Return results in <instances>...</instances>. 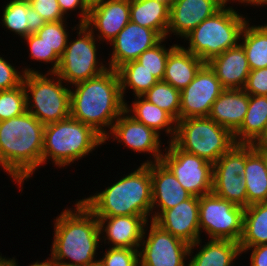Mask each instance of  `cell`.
<instances>
[{
	"label": "cell",
	"mask_w": 267,
	"mask_h": 266,
	"mask_svg": "<svg viewBox=\"0 0 267 266\" xmlns=\"http://www.w3.org/2000/svg\"><path fill=\"white\" fill-rule=\"evenodd\" d=\"M70 91V116L92 127L106 141L109 136L103 127H113L125 111L117 70L107 69L97 77L75 83Z\"/></svg>",
	"instance_id": "6da1fadb"
},
{
	"label": "cell",
	"mask_w": 267,
	"mask_h": 266,
	"mask_svg": "<svg viewBox=\"0 0 267 266\" xmlns=\"http://www.w3.org/2000/svg\"><path fill=\"white\" fill-rule=\"evenodd\" d=\"M44 128L28 111L0 122V166L20 185L42 165Z\"/></svg>",
	"instance_id": "7a4b0ae2"
},
{
	"label": "cell",
	"mask_w": 267,
	"mask_h": 266,
	"mask_svg": "<svg viewBox=\"0 0 267 266\" xmlns=\"http://www.w3.org/2000/svg\"><path fill=\"white\" fill-rule=\"evenodd\" d=\"M75 205L74 213L65 209L55 219L51 259L70 266H89L99 261L94 259L101 235L99 222L81 200ZM66 258L73 262H62Z\"/></svg>",
	"instance_id": "3957f363"
},
{
	"label": "cell",
	"mask_w": 267,
	"mask_h": 266,
	"mask_svg": "<svg viewBox=\"0 0 267 266\" xmlns=\"http://www.w3.org/2000/svg\"><path fill=\"white\" fill-rule=\"evenodd\" d=\"M81 202L95 216L134 215L148 220L152 211L151 162Z\"/></svg>",
	"instance_id": "277c9868"
},
{
	"label": "cell",
	"mask_w": 267,
	"mask_h": 266,
	"mask_svg": "<svg viewBox=\"0 0 267 266\" xmlns=\"http://www.w3.org/2000/svg\"><path fill=\"white\" fill-rule=\"evenodd\" d=\"M104 138L92 127L71 116L45 125L42 164L50 157L55 165L66 166L104 143Z\"/></svg>",
	"instance_id": "5b68a950"
},
{
	"label": "cell",
	"mask_w": 267,
	"mask_h": 266,
	"mask_svg": "<svg viewBox=\"0 0 267 266\" xmlns=\"http://www.w3.org/2000/svg\"><path fill=\"white\" fill-rule=\"evenodd\" d=\"M224 8L225 5L185 36L189 39V47L184 49L205 63L229 48L237 46L247 23V20L232 7Z\"/></svg>",
	"instance_id": "8992f818"
},
{
	"label": "cell",
	"mask_w": 267,
	"mask_h": 266,
	"mask_svg": "<svg viewBox=\"0 0 267 266\" xmlns=\"http://www.w3.org/2000/svg\"><path fill=\"white\" fill-rule=\"evenodd\" d=\"M173 142L212 164L235 144L233 134L209 117L178 120Z\"/></svg>",
	"instance_id": "52a82bcc"
},
{
	"label": "cell",
	"mask_w": 267,
	"mask_h": 266,
	"mask_svg": "<svg viewBox=\"0 0 267 266\" xmlns=\"http://www.w3.org/2000/svg\"><path fill=\"white\" fill-rule=\"evenodd\" d=\"M23 72L25 73L23 85L27 94L26 103L29 113L44 125L70 117L71 89L62 86V79L57 76L58 79L55 82L54 78H48V75L28 68H25ZM28 92L32 95L31 97ZM31 98L33 102L30 101Z\"/></svg>",
	"instance_id": "ba28073f"
},
{
	"label": "cell",
	"mask_w": 267,
	"mask_h": 266,
	"mask_svg": "<svg viewBox=\"0 0 267 266\" xmlns=\"http://www.w3.org/2000/svg\"><path fill=\"white\" fill-rule=\"evenodd\" d=\"M78 27V39L71 41V43L67 42L65 51L60 57L58 68L55 73H52V75L63 79L62 81L65 80L73 85L97 77L109 69L103 64L98 68L94 27H87L84 24H79Z\"/></svg>",
	"instance_id": "9c48e42d"
},
{
	"label": "cell",
	"mask_w": 267,
	"mask_h": 266,
	"mask_svg": "<svg viewBox=\"0 0 267 266\" xmlns=\"http://www.w3.org/2000/svg\"><path fill=\"white\" fill-rule=\"evenodd\" d=\"M245 208L227 201L213 192L199 197V230L211 239L239 243L243 233Z\"/></svg>",
	"instance_id": "30bf717a"
},
{
	"label": "cell",
	"mask_w": 267,
	"mask_h": 266,
	"mask_svg": "<svg viewBox=\"0 0 267 266\" xmlns=\"http://www.w3.org/2000/svg\"><path fill=\"white\" fill-rule=\"evenodd\" d=\"M161 157V162L174 174L181 186L192 196L212 192L213 164L181 150L173 141Z\"/></svg>",
	"instance_id": "8fae6325"
},
{
	"label": "cell",
	"mask_w": 267,
	"mask_h": 266,
	"mask_svg": "<svg viewBox=\"0 0 267 266\" xmlns=\"http://www.w3.org/2000/svg\"><path fill=\"white\" fill-rule=\"evenodd\" d=\"M245 144L235 143L213 164L212 192L235 205L247 207Z\"/></svg>",
	"instance_id": "7c38bea8"
},
{
	"label": "cell",
	"mask_w": 267,
	"mask_h": 266,
	"mask_svg": "<svg viewBox=\"0 0 267 266\" xmlns=\"http://www.w3.org/2000/svg\"><path fill=\"white\" fill-rule=\"evenodd\" d=\"M225 88L206 63L186 88L180 91L179 120L208 117L213 103Z\"/></svg>",
	"instance_id": "4fadbf2b"
},
{
	"label": "cell",
	"mask_w": 267,
	"mask_h": 266,
	"mask_svg": "<svg viewBox=\"0 0 267 266\" xmlns=\"http://www.w3.org/2000/svg\"><path fill=\"white\" fill-rule=\"evenodd\" d=\"M143 241L139 266H185L184 259L192 252L188 243L168 233L153 220L148 238Z\"/></svg>",
	"instance_id": "5bb4252c"
},
{
	"label": "cell",
	"mask_w": 267,
	"mask_h": 266,
	"mask_svg": "<svg viewBox=\"0 0 267 266\" xmlns=\"http://www.w3.org/2000/svg\"><path fill=\"white\" fill-rule=\"evenodd\" d=\"M151 220L168 233L188 243L189 250L200 245L199 197L191 196L171 209L162 213L157 212Z\"/></svg>",
	"instance_id": "9a60e30c"
},
{
	"label": "cell",
	"mask_w": 267,
	"mask_h": 266,
	"mask_svg": "<svg viewBox=\"0 0 267 266\" xmlns=\"http://www.w3.org/2000/svg\"><path fill=\"white\" fill-rule=\"evenodd\" d=\"M162 39L155 30L130 21L111 41L114 48L109 68L117 70L123 64L136 60L144 51L154 47Z\"/></svg>",
	"instance_id": "2e32d148"
},
{
	"label": "cell",
	"mask_w": 267,
	"mask_h": 266,
	"mask_svg": "<svg viewBox=\"0 0 267 266\" xmlns=\"http://www.w3.org/2000/svg\"><path fill=\"white\" fill-rule=\"evenodd\" d=\"M129 108L125 103V111L114 122L110 134L114 135L115 140H118V142L123 141L126 146L135 152L152 153L153 162H159L163 155L160 152V134L143 123L136 121L129 114L131 112Z\"/></svg>",
	"instance_id": "e0dca14e"
},
{
	"label": "cell",
	"mask_w": 267,
	"mask_h": 266,
	"mask_svg": "<svg viewBox=\"0 0 267 266\" xmlns=\"http://www.w3.org/2000/svg\"><path fill=\"white\" fill-rule=\"evenodd\" d=\"M227 2L229 0H174L170 6L167 35L173 32L185 37Z\"/></svg>",
	"instance_id": "ac0fdd59"
},
{
	"label": "cell",
	"mask_w": 267,
	"mask_h": 266,
	"mask_svg": "<svg viewBox=\"0 0 267 266\" xmlns=\"http://www.w3.org/2000/svg\"><path fill=\"white\" fill-rule=\"evenodd\" d=\"M130 22V0H99L90 4L86 23L94 26L100 35L98 38L111 42Z\"/></svg>",
	"instance_id": "d6986e66"
},
{
	"label": "cell",
	"mask_w": 267,
	"mask_h": 266,
	"mask_svg": "<svg viewBox=\"0 0 267 266\" xmlns=\"http://www.w3.org/2000/svg\"><path fill=\"white\" fill-rule=\"evenodd\" d=\"M96 218L101 234L102 231L106 232L107 238L105 239L111 241L113 247L140 248L145 234V225L148 221L144 216L119 215L96 216ZM105 222H107L106 226H104Z\"/></svg>",
	"instance_id": "ffe728a7"
},
{
	"label": "cell",
	"mask_w": 267,
	"mask_h": 266,
	"mask_svg": "<svg viewBox=\"0 0 267 266\" xmlns=\"http://www.w3.org/2000/svg\"><path fill=\"white\" fill-rule=\"evenodd\" d=\"M225 89H243L250 67L241 43L207 62Z\"/></svg>",
	"instance_id": "44dd1931"
},
{
	"label": "cell",
	"mask_w": 267,
	"mask_h": 266,
	"mask_svg": "<svg viewBox=\"0 0 267 266\" xmlns=\"http://www.w3.org/2000/svg\"><path fill=\"white\" fill-rule=\"evenodd\" d=\"M151 162L152 210L159 206L160 212L171 209L192 195L179 183L174 174L161 162ZM156 203V204H155Z\"/></svg>",
	"instance_id": "7402d4cb"
},
{
	"label": "cell",
	"mask_w": 267,
	"mask_h": 266,
	"mask_svg": "<svg viewBox=\"0 0 267 266\" xmlns=\"http://www.w3.org/2000/svg\"><path fill=\"white\" fill-rule=\"evenodd\" d=\"M248 104L249 94L243 89H224L208 117L234 134L245 119Z\"/></svg>",
	"instance_id": "603a6c76"
},
{
	"label": "cell",
	"mask_w": 267,
	"mask_h": 266,
	"mask_svg": "<svg viewBox=\"0 0 267 266\" xmlns=\"http://www.w3.org/2000/svg\"><path fill=\"white\" fill-rule=\"evenodd\" d=\"M205 64L199 57L177 45L167 57L162 81L181 91L188 86Z\"/></svg>",
	"instance_id": "cb8c5ba5"
},
{
	"label": "cell",
	"mask_w": 267,
	"mask_h": 266,
	"mask_svg": "<svg viewBox=\"0 0 267 266\" xmlns=\"http://www.w3.org/2000/svg\"><path fill=\"white\" fill-rule=\"evenodd\" d=\"M243 178L246 183L247 207L267 202V170L263 157L255 150L253 144H245V170Z\"/></svg>",
	"instance_id": "d4e9b609"
},
{
	"label": "cell",
	"mask_w": 267,
	"mask_h": 266,
	"mask_svg": "<svg viewBox=\"0 0 267 266\" xmlns=\"http://www.w3.org/2000/svg\"><path fill=\"white\" fill-rule=\"evenodd\" d=\"M3 25L22 38L35 34L45 23L44 18L36 12L28 0H12L3 12Z\"/></svg>",
	"instance_id": "484cf974"
},
{
	"label": "cell",
	"mask_w": 267,
	"mask_h": 266,
	"mask_svg": "<svg viewBox=\"0 0 267 266\" xmlns=\"http://www.w3.org/2000/svg\"><path fill=\"white\" fill-rule=\"evenodd\" d=\"M170 8L157 0H130V21L167 36Z\"/></svg>",
	"instance_id": "4316f807"
},
{
	"label": "cell",
	"mask_w": 267,
	"mask_h": 266,
	"mask_svg": "<svg viewBox=\"0 0 267 266\" xmlns=\"http://www.w3.org/2000/svg\"><path fill=\"white\" fill-rule=\"evenodd\" d=\"M267 126V96L249 95L245 119L233 134L235 143L254 144Z\"/></svg>",
	"instance_id": "83f0119b"
},
{
	"label": "cell",
	"mask_w": 267,
	"mask_h": 266,
	"mask_svg": "<svg viewBox=\"0 0 267 266\" xmlns=\"http://www.w3.org/2000/svg\"><path fill=\"white\" fill-rule=\"evenodd\" d=\"M267 244V202L250 205L244 210L241 253L248 247Z\"/></svg>",
	"instance_id": "f1b7e54d"
},
{
	"label": "cell",
	"mask_w": 267,
	"mask_h": 266,
	"mask_svg": "<svg viewBox=\"0 0 267 266\" xmlns=\"http://www.w3.org/2000/svg\"><path fill=\"white\" fill-rule=\"evenodd\" d=\"M241 253L239 243L231 240L211 239L187 266H231Z\"/></svg>",
	"instance_id": "f546056e"
},
{
	"label": "cell",
	"mask_w": 267,
	"mask_h": 266,
	"mask_svg": "<svg viewBox=\"0 0 267 266\" xmlns=\"http://www.w3.org/2000/svg\"><path fill=\"white\" fill-rule=\"evenodd\" d=\"M136 98L137 100L132 104V112L134 113L132 117L154 129L158 134L160 133L159 130L165 128V131L171 134V141H173L176 135L175 123L177 121L168 112L149 102L143 96H137ZM172 124H175V126L173 127Z\"/></svg>",
	"instance_id": "4dcf8cb0"
},
{
	"label": "cell",
	"mask_w": 267,
	"mask_h": 266,
	"mask_svg": "<svg viewBox=\"0 0 267 266\" xmlns=\"http://www.w3.org/2000/svg\"><path fill=\"white\" fill-rule=\"evenodd\" d=\"M241 42L245 50L250 70L267 67V24L261 26H250L245 24Z\"/></svg>",
	"instance_id": "1f68e13d"
},
{
	"label": "cell",
	"mask_w": 267,
	"mask_h": 266,
	"mask_svg": "<svg viewBox=\"0 0 267 266\" xmlns=\"http://www.w3.org/2000/svg\"><path fill=\"white\" fill-rule=\"evenodd\" d=\"M121 95L124 97L126 87L133 89L135 96H142L159 80L136 60L129 61L117 69Z\"/></svg>",
	"instance_id": "d6a6232c"
},
{
	"label": "cell",
	"mask_w": 267,
	"mask_h": 266,
	"mask_svg": "<svg viewBox=\"0 0 267 266\" xmlns=\"http://www.w3.org/2000/svg\"><path fill=\"white\" fill-rule=\"evenodd\" d=\"M142 96L168 112L176 121L179 120L180 90L167 82L158 81Z\"/></svg>",
	"instance_id": "836d02e7"
},
{
	"label": "cell",
	"mask_w": 267,
	"mask_h": 266,
	"mask_svg": "<svg viewBox=\"0 0 267 266\" xmlns=\"http://www.w3.org/2000/svg\"><path fill=\"white\" fill-rule=\"evenodd\" d=\"M27 94L23 83L9 90L0 91V122L27 111Z\"/></svg>",
	"instance_id": "e575fe53"
},
{
	"label": "cell",
	"mask_w": 267,
	"mask_h": 266,
	"mask_svg": "<svg viewBox=\"0 0 267 266\" xmlns=\"http://www.w3.org/2000/svg\"><path fill=\"white\" fill-rule=\"evenodd\" d=\"M164 38L154 47L144 51L136 61L144 66L149 72L152 73L159 81L163 80L165 74V67L169 53L177 46H171L170 49L163 47L161 42Z\"/></svg>",
	"instance_id": "d590c367"
},
{
	"label": "cell",
	"mask_w": 267,
	"mask_h": 266,
	"mask_svg": "<svg viewBox=\"0 0 267 266\" xmlns=\"http://www.w3.org/2000/svg\"><path fill=\"white\" fill-rule=\"evenodd\" d=\"M64 20L57 22H46L35 34L48 46L50 50L61 57L68 42Z\"/></svg>",
	"instance_id": "8d00e7d4"
},
{
	"label": "cell",
	"mask_w": 267,
	"mask_h": 266,
	"mask_svg": "<svg viewBox=\"0 0 267 266\" xmlns=\"http://www.w3.org/2000/svg\"><path fill=\"white\" fill-rule=\"evenodd\" d=\"M99 261L103 266H139V250L111 247Z\"/></svg>",
	"instance_id": "74e56055"
},
{
	"label": "cell",
	"mask_w": 267,
	"mask_h": 266,
	"mask_svg": "<svg viewBox=\"0 0 267 266\" xmlns=\"http://www.w3.org/2000/svg\"><path fill=\"white\" fill-rule=\"evenodd\" d=\"M25 39L27 40V43L30 47L29 49L31 51V58L47 63L54 62L53 68H51V71H49L50 73L47 74L51 75L52 73H55L60 62V57L54 52V50H50L48 46L42 41V39L36 34H30L25 37Z\"/></svg>",
	"instance_id": "f35d334b"
},
{
	"label": "cell",
	"mask_w": 267,
	"mask_h": 266,
	"mask_svg": "<svg viewBox=\"0 0 267 266\" xmlns=\"http://www.w3.org/2000/svg\"><path fill=\"white\" fill-rule=\"evenodd\" d=\"M30 6L38 12L46 22L64 20V15L57 0H28Z\"/></svg>",
	"instance_id": "ab89813d"
},
{
	"label": "cell",
	"mask_w": 267,
	"mask_h": 266,
	"mask_svg": "<svg viewBox=\"0 0 267 266\" xmlns=\"http://www.w3.org/2000/svg\"><path fill=\"white\" fill-rule=\"evenodd\" d=\"M25 73L20 72L0 56V91L13 89L23 83Z\"/></svg>",
	"instance_id": "60d3db41"
},
{
	"label": "cell",
	"mask_w": 267,
	"mask_h": 266,
	"mask_svg": "<svg viewBox=\"0 0 267 266\" xmlns=\"http://www.w3.org/2000/svg\"><path fill=\"white\" fill-rule=\"evenodd\" d=\"M243 90L249 95L267 96V67L251 70Z\"/></svg>",
	"instance_id": "b9f144b4"
},
{
	"label": "cell",
	"mask_w": 267,
	"mask_h": 266,
	"mask_svg": "<svg viewBox=\"0 0 267 266\" xmlns=\"http://www.w3.org/2000/svg\"><path fill=\"white\" fill-rule=\"evenodd\" d=\"M58 4L61 8V12L64 14L67 13L69 10H74L76 7L79 6L81 11V20L80 24H85L88 18L90 3L87 0H57Z\"/></svg>",
	"instance_id": "7bdbcfd3"
},
{
	"label": "cell",
	"mask_w": 267,
	"mask_h": 266,
	"mask_svg": "<svg viewBox=\"0 0 267 266\" xmlns=\"http://www.w3.org/2000/svg\"><path fill=\"white\" fill-rule=\"evenodd\" d=\"M252 249L251 266H267V244L248 247L244 250Z\"/></svg>",
	"instance_id": "ee69618b"
},
{
	"label": "cell",
	"mask_w": 267,
	"mask_h": 266,
	"mask_svg": "<svg viewBox=\"0 0 267 266\" xmlns=\"http://www.w3.org/2000/svg\"><path fill=\"white\" fill-rule=\"evenodd\" d=\"M254 148H267V126L264 133L260 138L253 144Z\"/></svg>",
	"instance_id": "f6af8a7d"
},
{
	"label": "cell",
	"mask_w": 267,
	"mask_h": 266,
	"mask_svg": "<svg viewBox=\"0 0 267 266\" xmlns=\"http://www.w3.org/2000/svg\"><path fill=\"white\" fill-rule=\"evenodd\" d=\"M15 259H5L0 256V266H17Z\"/></svg>",
	"instance_id": "bcb514c9"
},
{
	"label": "cell",
	"mask_w": 267,
	"mask_h": 266,
	"mask_svg": "<svg viewBox=\"0 0 267 266\" xmlns=\"http://www.w3.org/2000/svg\"><path fill=\"white\" fill-rule=\"evenodd\" d=\"M29 266H56V263L50 258L46 260L45 262H35L32 265Z\"/></svg>",
	"instance_id": "7dc6e473"
},
{
	"label": "cell",
	"mask_w": 267,
	"mask_h": 266,
	"mask_svg": "<svg viewBox=\"0 0 267 266\" xmlns=\"http://www.w3.org/2000/svg\"><path fill=\"white\" fill-rule=\"evenodd\" d=\"M233 1V0H232ZM238 1H240L241 3H248V4H252V5H258L259 6V4L261 5H264V4H267V0H238Z\"/></svg>",
	"instance_id": "c3c4849f"
},
{
	"label": "cell",
	"mask_w": 267,
	"mask_h": 266,
	"mask_svg": "<svg viewBox=\"0 0 267 266\" xmlns=\"http://www.w3.org/2000/svg\"><path fill=\"white\" fill-rule=\"evenodd\" d=\"M255 150L263 157L267 170V148H255Z\"/></svg>",
	"instance_id": "681fc988"
},
{
	"label": "cell",
	"mask_w": 267,
	"mask_h": 266,
	"mask_svg": "<svg viewBox=\"0 0 267 266\" xmlns=\"http://www.w3.org/2000/svg\"><path fill=\"white\" fill-rule=\"evenodd\" d=\"M157 1L165 3L170 8L174 0H157Z\"/></svg>",
	"instance_id": "f907efd6"
},
{
	"label": "cell",
	"mask_w": 267,
	"mask_h": 266,
	"mask_svg": "<svg viewBox=\"0 0 267 266\" xmlns=\"http://www.w3.org/2000/svg\"><path fill=\"white\" fill-rule=\"evenodd\" d=\"M89 266H103V265H102V263L100 261H97L96 263L91 264Z\"/></svg>",
	"instance_id": "816d5d0a"
},
{
	"label": "cell",
	"mask_w": 267,
	"mask_h": 266,
	"mask_svg": "<svg viewBox=\"0 0 267 266\" xmlns=\"http://www.w3.org/2000/svg\"><path fill=\"white\" fill-rule=\"evenodd\" d=\"M56 266H70V265H65V264H62V263H56Z\"/></svg>",
	"instance_id": "f5cc1de1"
},
{
	"label": "cell",
	"mask_w": 267,
	"mask_h": 266,
	"mask_svg": "<svg viewBox=\"0 0 267 266\" xmlns=\"http://www.w3.org/2000/svg\"><path fill=\"white\" fill-rule=\"evenodd\" d=\"M90 4L96 2V1H99V0H87Z\"/></svg>",
	"instance_id": "db71d44e"
}]
</instances>
